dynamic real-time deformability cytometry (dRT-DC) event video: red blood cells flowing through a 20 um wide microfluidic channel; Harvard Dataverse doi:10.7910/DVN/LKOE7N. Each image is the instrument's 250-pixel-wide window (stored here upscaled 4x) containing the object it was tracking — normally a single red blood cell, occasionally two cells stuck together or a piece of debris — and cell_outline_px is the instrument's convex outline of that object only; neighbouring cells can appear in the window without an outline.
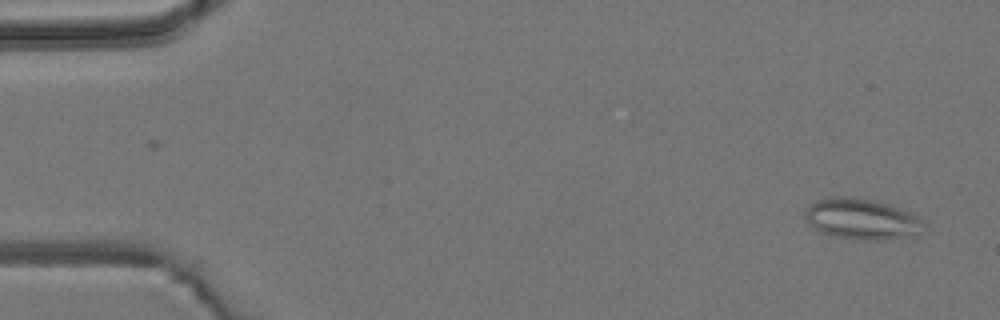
{"species": "common noctule bat (a hibernating species)", "species_latin": "Nyctalus noctula", "temperature_condition": "room temperature", "stored_images_in_passage": 2, "camera_frame_rate_fps": 3000, "um_per_image_px": 0.085, "animal": {"sex": "male", "body_mass_g": 19.2, "forearm_length_mm": 51.8}, "frame": {"image": 1, "passage_image": 2, "time_ms": 1.0, "image_size_px": [1000, 320], "cell_outline_px": [[920, 220], [916, 236], [880, 240], [856, 240], [836, 236], [824, 232], [808, 224], [804, 216], [804, 212], [808, 204], [816, 200], [832, 196], [852, 196], [872, 200], [888, 204], [912, 212]], "centroid_in_image_um": [73.17, 18.6], "position_along_channel_um": 11.8, "area_um2": 28.09}}